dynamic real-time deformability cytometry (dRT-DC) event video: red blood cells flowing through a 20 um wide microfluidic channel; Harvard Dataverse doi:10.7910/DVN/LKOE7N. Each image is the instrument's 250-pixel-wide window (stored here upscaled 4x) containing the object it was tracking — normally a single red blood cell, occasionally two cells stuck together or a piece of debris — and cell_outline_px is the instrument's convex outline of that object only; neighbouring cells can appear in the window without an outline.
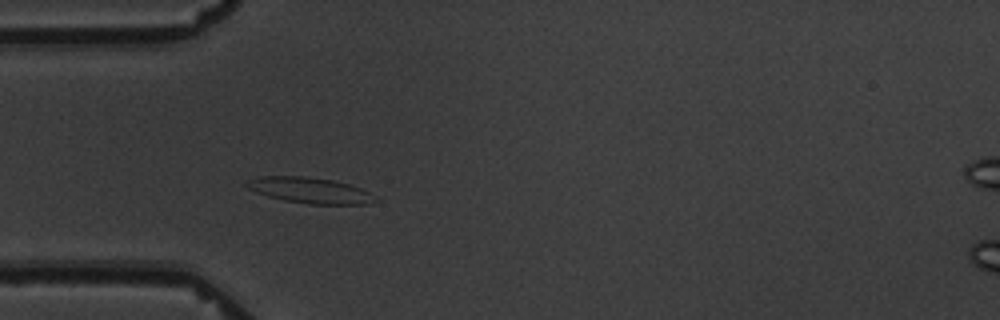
{"species": "common noctule bat (a hibernating species)", "species_latin": "Nyctalus noctula", "temperature_condition": "warm", "stored_images_in_passage": 4, "camera_frame_rate_fps": 3000, "um_per_image_px": 0.085, "animal": {"sex": "male", "body_mass_g": 19.5, "forearm_length_mm": 54.6}, "frame": {"image": 1, "passage_image": 4, "time_ms": 3.667, "image_size_px": [1000, 320], "cell_outline_px": [[380, 200], [368, 204], [308, 204], [284, 200], [268, 196], [256, 192], [248, 188], [244, 184], [248, 180], [260, 176], [308, 176], [332, 180], [348, 184], [360, 188], [376, 196]], "centroid_in_image_um": [26.35, 16.18], "position_along_channel_um": 58.6, "area_um2": 19.36}}